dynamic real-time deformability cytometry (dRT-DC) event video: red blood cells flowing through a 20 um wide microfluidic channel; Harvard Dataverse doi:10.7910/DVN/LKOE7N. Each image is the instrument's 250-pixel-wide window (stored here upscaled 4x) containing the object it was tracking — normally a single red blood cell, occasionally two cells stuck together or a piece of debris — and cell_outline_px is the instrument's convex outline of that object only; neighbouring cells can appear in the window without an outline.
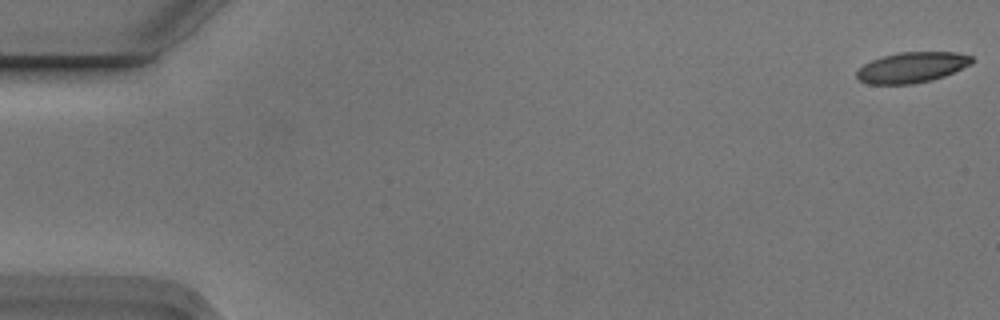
{"species": "Egyptian fruit bat (a non-hibernating species)", "species_latin": "Rousettus aegyptiacus", "temperature_condition": "cold", "stored_images_in_passage": 6, "camera_frame_rate_fps": 3000, "um_per_image_px": 0.085, "animal": {"sex": "male"}, "frame": {"image": 1, "passage_image": 1, "time_ms": 0.0, "image_size_px": [1000, 320], "cell_outline_px": [[972, 64], [944, 76], [932, 80], [912, 84], [868, 84], [860, 80], [856, 76], [856, 72], [864, 64], [872, 60], [884, 56], [900, 52], [956, 52], [972, 56]], "centroid_in_image_um": [77.52, 5.73], "position_along_channel_um": 7.5, "area_um2": 20.4}}